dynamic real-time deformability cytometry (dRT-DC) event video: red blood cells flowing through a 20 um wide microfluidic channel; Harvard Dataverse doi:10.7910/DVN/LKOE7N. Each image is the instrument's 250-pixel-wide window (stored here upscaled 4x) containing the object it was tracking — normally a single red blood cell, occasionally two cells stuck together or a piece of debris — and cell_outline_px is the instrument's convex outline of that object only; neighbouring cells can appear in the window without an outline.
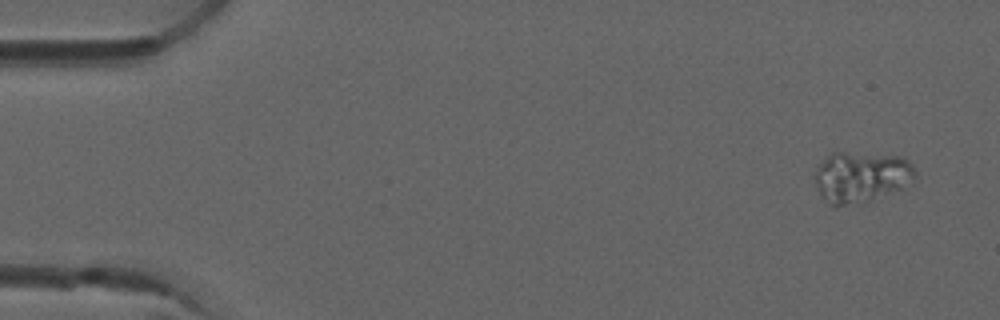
{"species": "common noctule bat (a hibernating species)", "species_latin": "Nyctalus noctula", "temperature_condition": "room temperature", "stored_images_in_passage": 6, "camera_frame_rate_fps": 3000, "um_per_image_px": 0.085, "animal": {"sex": "male", "forearm_length_mm": 52.5}, "frame": {"image": 1, "passage_image": 1, "time_ms": 0.0, "image_size_px": [1000, 320], "cell_outline_px": [[916, 176], [904, 188], [872, 200], [836, 208], [820, 196], [812, 176], [816, 168], [832, 152], [844, 152], [900, 156], [908, 160], [912, 164], [916, 172]], "centroid_in_image_um": [73.18, 15.06], "position_along_channel_um": 11.8, "area_um2": 30.17}}
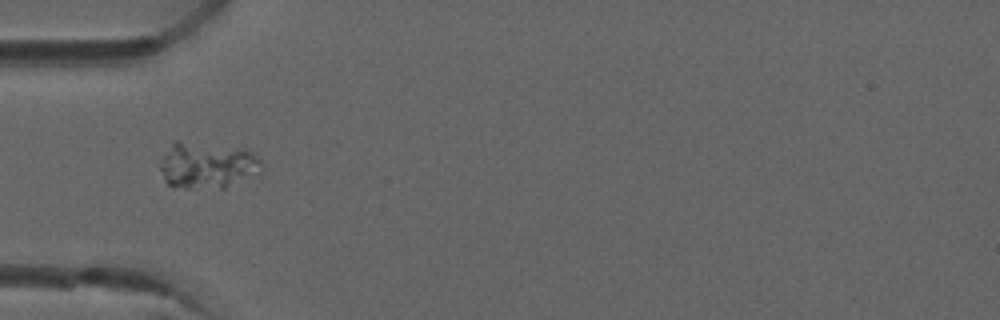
{"frame": {"image": 2, "passage_image": 5, "time_ms": 1.333, "image_size_px": [1000, 320], "cell_outline_px": [[264, 168], [260, 172], [224, 188], [172, 188], [164, 180], [160, 168], [160, 164], [172, 140], [176, 140], [244, 148], [252, 152], [260, 160]], "centroid_in_image_um": [17.6, 14.05], "position_along_channel_um": 67.4, "area_um2": 27.63}}
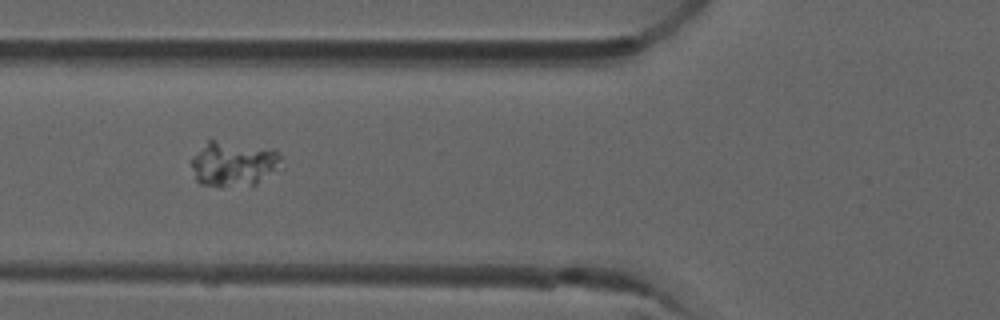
{"frame": {"image": 3, "passage_image": 6, "time_ms": 1.667, "image_size_px": [1000, 320], "cell_outline_px": [[284, 168], [256, 184], [220, 188], [200, 184], [196, 180], [188, 160], [208, 140], [212, 140], [272, 148], [280, 156]], "centroid_in_image_um": [19.86, 13.96], "position_along_channel_um": 105.9, "area_um2": 24.33}}